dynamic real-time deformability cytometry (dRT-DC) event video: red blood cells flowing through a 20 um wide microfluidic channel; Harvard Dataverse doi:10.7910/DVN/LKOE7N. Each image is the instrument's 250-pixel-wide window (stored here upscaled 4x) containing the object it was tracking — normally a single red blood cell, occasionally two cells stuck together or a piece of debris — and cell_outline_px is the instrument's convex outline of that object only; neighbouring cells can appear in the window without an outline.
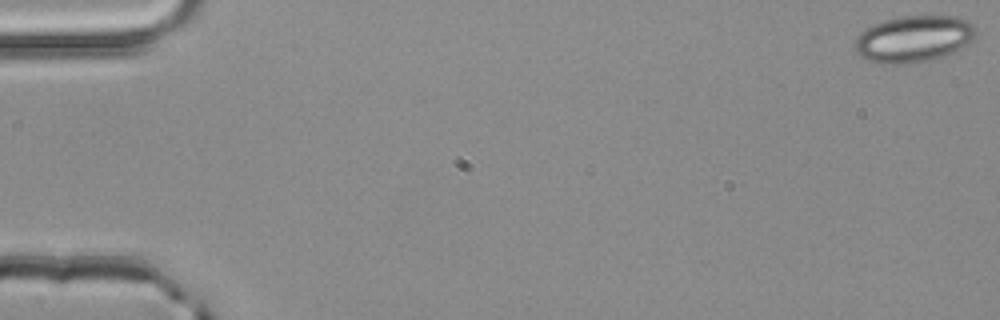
{"species": "common noctule bat (a hibernating species)", "species_latin": "Nyctalus noctula", "temperature_condition": "room temperature", "stored_images_in_passage": 53, "camera_frame_rate_fps": 3000, "um_per_image_px": 0.085, "animal": {"sex": "male", "body_mass_g": 20.4}, "frame": {"image": 1, "passage_image": 1, "time_ms": 0.0, "image_size_px": [1000, 320], "cell_outline_px": [[976, 32], [972, 40], [952, 52], [928, 60], [904, 64], [880, 64], [868, 60], [860, 56], [856, 52], [856, 40], [860, 32], [872, 24], [884, 20], [904, 16], [956, 16], [968, 20], [976, 28]], "centroid_in_image_um": [77.64, 3.29], "position_along_channel_um": 7.4, "area_um2": 32.6}}
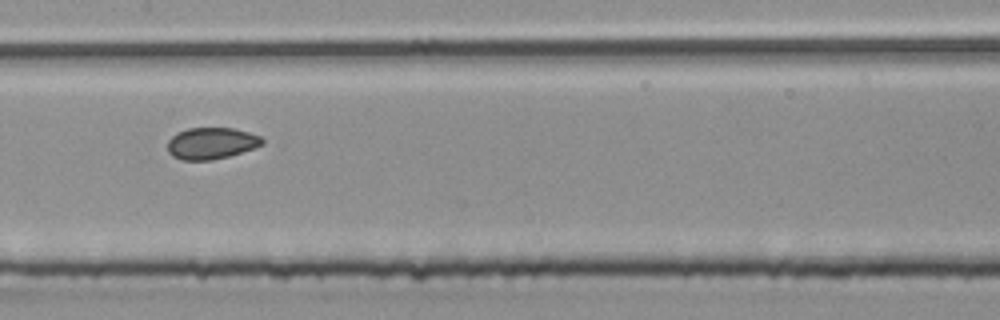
{"frame": {"image": 2, "passage_image": 27, "time_ms": 8.667, "image_size_px": [1000, 320], "cell_outline_px": [[264, 144], [228, 156], [212, 160], [180, 160], [172, 156], [168, 152], [168, 140], [176, 132], [188, 128], [232, 128], [248, 132], [260, 136], [264, 140]], "centroid_in_image_um": [17.93, 12.18], "position_along_channel_um": 189.5, "area_um2": 17.4}}
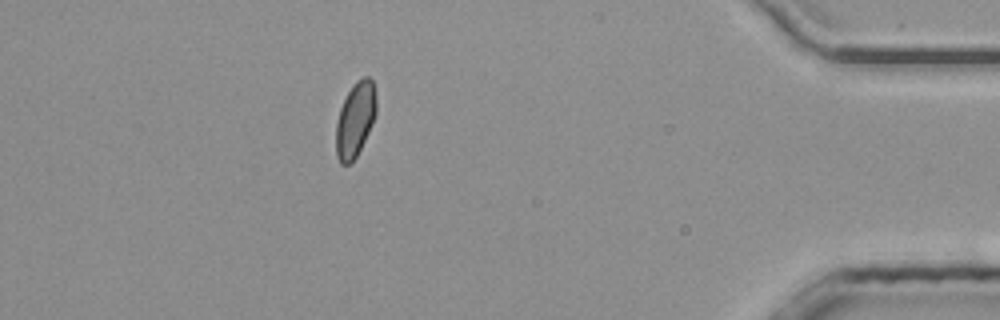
{"frame": {"image": 3, "passage_image": 47, "time_ms": 15.333, "image_size_px": [1000, 320], "cell_outline_px": [[376, 112], [372, 124], [356, 156], [348, 164], [340, 164], [336, 156], [336, 124], [340, 108], [348, 92], [356, 80], [364, 76], [368, 76], [372, 80], [376, 92]], "centroid_in_image_um": [30.19, 10.13], "position_along_channel_um": 405.0, "area_um2": 17.4}, "authors_computed_cell_mechanics": {"area_um2": 17.918, "velocity_mm_per_s": 3.9873, "shape_relaxation_time_tau1_ms": 3.4531, "shape_relaxation_time_tau2_ms": 1.28, "deformation_change_tau1": 0.0636, "deformation_change_tau2": 0.0493}}